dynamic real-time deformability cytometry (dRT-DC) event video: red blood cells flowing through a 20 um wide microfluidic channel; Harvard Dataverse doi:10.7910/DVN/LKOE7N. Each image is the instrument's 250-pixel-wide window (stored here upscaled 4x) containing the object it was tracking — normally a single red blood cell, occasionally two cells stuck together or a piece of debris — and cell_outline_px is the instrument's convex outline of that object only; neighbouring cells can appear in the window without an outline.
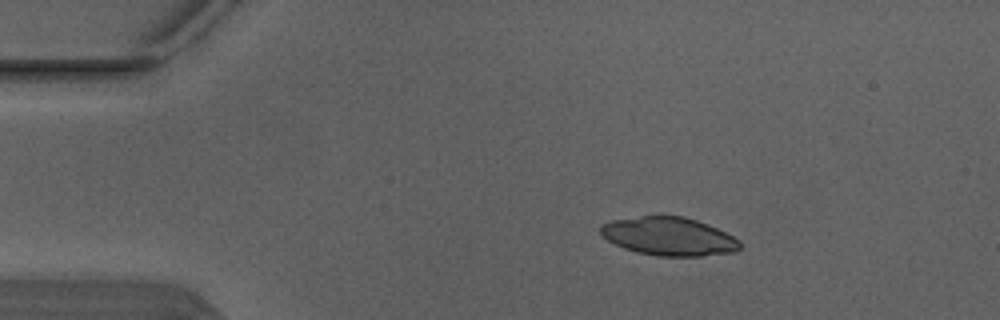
{"species": "Egyptian fruit bat (a non-hibernating species)", "species_latin": "Rousettus aegyptiacus", "temperature_condition": "warm", "stored_images_in_passage": 4, "camera_frame_rate_fps": 3000, "um_per_image_px": 0.085, "animal": {"sex": "male"}, "frame": {"image": 1, "passage_image": 2, "time_ms": 0.333, "image_size_px": [1000, 320], "cell_outline_px": [[740, 248], [736, 252], [700, 256], [656, 256], [636, 252], [624, 248], [608, 240], [600, 232], [600, 224], [612, 220], [644, 216], [684, 216], [708, 224], [740, 240]], "centroid_in_image_um": [56.86, 20.1], "position_along_channel_um": 28.1, "area_um2": 31.04}}